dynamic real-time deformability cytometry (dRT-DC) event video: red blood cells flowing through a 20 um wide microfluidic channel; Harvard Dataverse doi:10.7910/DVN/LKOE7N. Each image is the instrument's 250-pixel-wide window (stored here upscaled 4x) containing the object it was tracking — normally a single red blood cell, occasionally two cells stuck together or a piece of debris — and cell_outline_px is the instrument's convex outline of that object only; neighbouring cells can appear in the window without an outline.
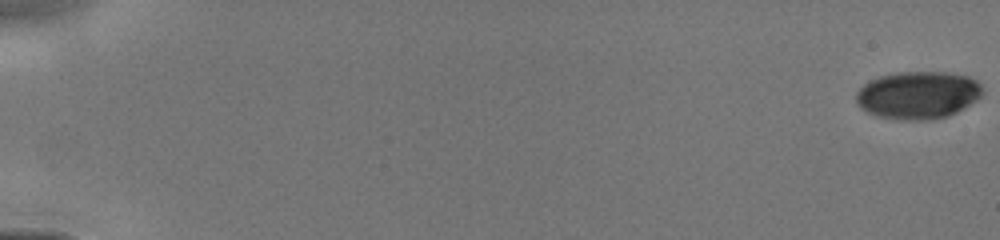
{"species": "human", "species_latin": "Homo sapiens", "temperature_condition": "cold", "stored_images_in_passage": 8, "camera_frame_rate_fps": 3000, "um_per_image_px": 0.085, "donor": {"sex": "male"}, "frame": {"image": 1, "passage_image": 1, "time_ms": 0.0, "image_size_px": [1000, 240], "cell_outline_px": [[980, 96], [976, 100], [964, 108], [948, 116], [928, 120], [900, 120], [876, 116], [860, 108], [856, 100], [856, 92], [868, 80], [880, 76], [896, 72], [948, 72], [968, 76], [976, 80], [980, 84]], "centroid_in_image_um": [77.99, 8.08], "position_along_channel_um": 7.0, "area_um2": 35.14}}
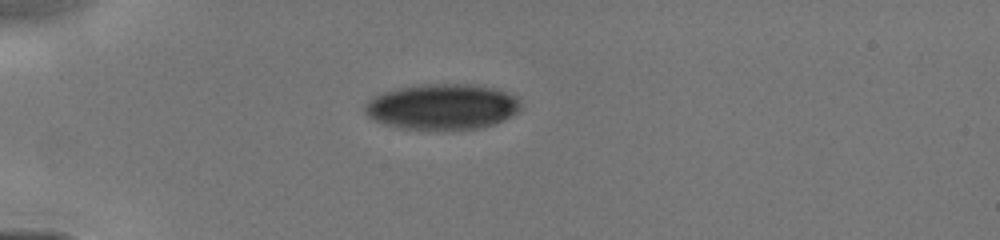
{"frame": {"image": 2, "passage_image": 7, "time_ms": 4.667, "image_size_px": [1000, 240], "cell_outline_px": [[520, 112], [496, 124], [480, 128], [400, 128], [384, 124], [368, 116], [364, 108], [364, 104], [368, 100], [384, 92], [400, 88], [428, 84], [472, 84], [496, 88], [516, 96], [520, 100]], "centroid_in_image_um": [37.65, 9.06], "position_along_channel_um": 47.4, "area_um2": 41.1}}